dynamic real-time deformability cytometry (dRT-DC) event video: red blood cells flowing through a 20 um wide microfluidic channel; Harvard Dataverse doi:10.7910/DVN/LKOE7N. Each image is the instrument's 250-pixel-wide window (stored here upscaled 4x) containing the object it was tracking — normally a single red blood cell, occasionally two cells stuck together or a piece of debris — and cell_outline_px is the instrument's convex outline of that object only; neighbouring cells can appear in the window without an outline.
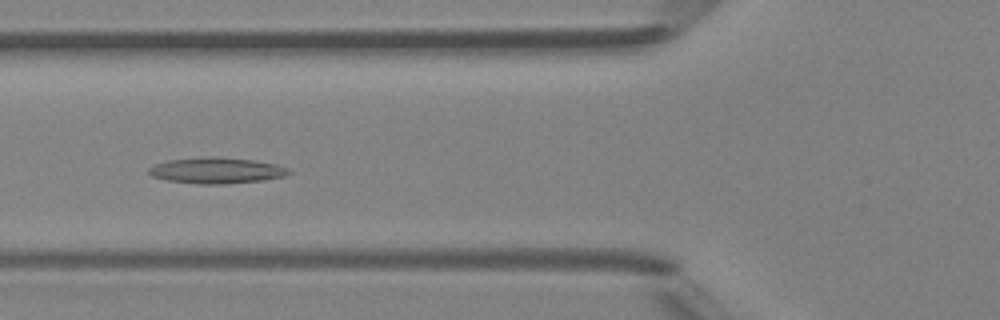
{"species": "Egyptian fruit bat (a non-hibernating species)", "species_latin": "Rousettus aegyptiacus", "temperature_condition": "room temperature", "stored_images_in_passage": 4, "camera_frame_rate_fps": 3000, "um_per_image_px": 0.085, "animal": {"sex": "female"}, "frame": {"image": 1, "passage_image": 4, "time_ms": 3.333, "image_size_px": [1000, 320], "cell_outline_px": [[292, 172], [284, 176], [264, 180], [224, 184], [196, 184], [168, 180], [152, 176], [148, 172], [148, 168], [156, 164], [168, 160], [212, 156], [216, 156], [256, 160], [276, 164], [288, 168]], "centroid_in_image_um": [18.43, 14.49], "position_along_channel_um": 107.4, "area_um2": 21.27}}